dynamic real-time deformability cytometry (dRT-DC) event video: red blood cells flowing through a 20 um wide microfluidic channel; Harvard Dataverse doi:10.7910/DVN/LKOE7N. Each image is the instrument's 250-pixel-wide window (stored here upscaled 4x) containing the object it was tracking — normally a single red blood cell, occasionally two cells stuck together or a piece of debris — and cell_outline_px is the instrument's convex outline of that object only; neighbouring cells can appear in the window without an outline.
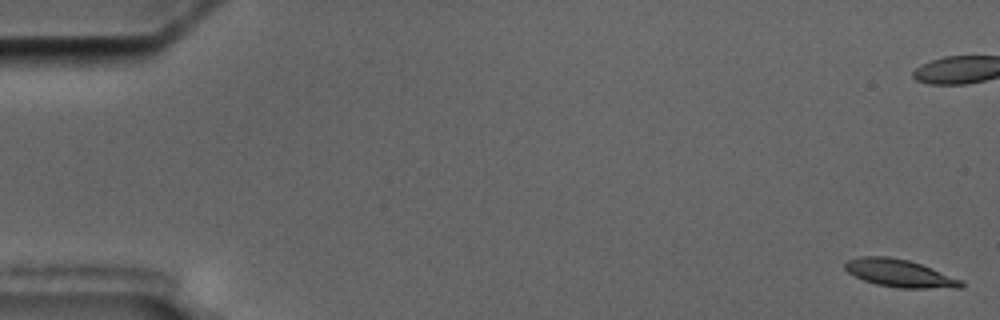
{"species": "common noctule bat (a hibernating species)", "species_latin": "Nyctalus noctula", "temperature_condition": "cold", "stored_images_in_passage": 7, "camera_frame_rate_fps": 3000, "um_per_image_px": 0.085, "animal": {"sex": "male", "body_mass_g": 17.5, "forearm_length_mm": 52.3}, "frame": {"image": 1, "passage_image": 1, "time_ms": 0.0, "image_size_px": [1000, 320], "cell_outline_px": [[964, 288], [896, 288], [876, 284], [864, 280], [848, 272], [844, 268], [844, 264], [848, 260], [860, 256], [888, 256], [908, 260], [932, 268], [964, 280]], "centroid_in_image_um": [76.51, 23.23], "position_along_channel_um": 8.5, "area_um2": 18.84}}
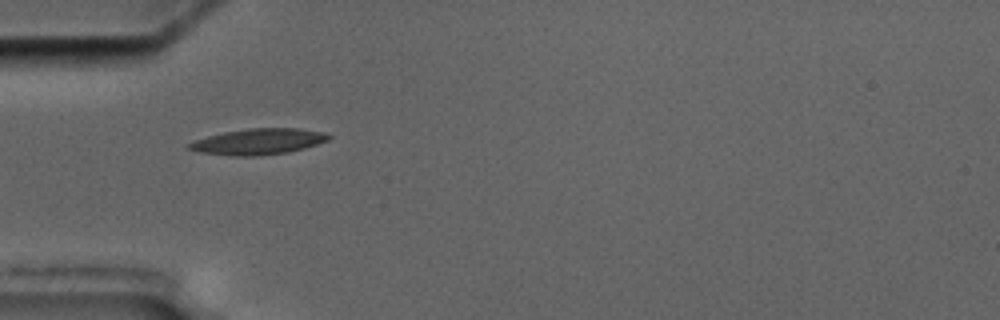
{"frame": {"image": 2, "passage_image": 6, "time_ms": 6.667, "image_size_px": [1000, 320], "cell_outline_px": [[332, 136], [328, 140], [304, 148], [288, 152], [260, 156], [236, 156], [200, 152], [188, 148], [188, 144], [192, 140], [224, 132], [248, 128], [300, 128], [328, 132]], "centroid_in_image_um": [22.0, 12.02], "position_along_channel_um": 63.0, "area_um2": 21.21}}